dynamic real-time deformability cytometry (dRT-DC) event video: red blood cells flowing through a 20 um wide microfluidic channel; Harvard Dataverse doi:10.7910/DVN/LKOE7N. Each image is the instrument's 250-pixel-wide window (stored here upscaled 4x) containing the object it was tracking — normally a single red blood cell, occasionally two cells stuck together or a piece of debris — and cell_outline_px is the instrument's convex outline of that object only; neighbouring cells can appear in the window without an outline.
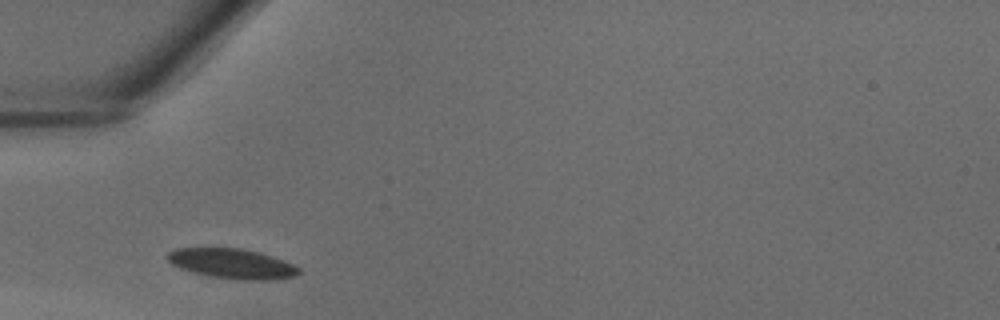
{"species": "common noctule bat (a hibernating species)", "species_latin": "Nyctalus noctula", "temperature_condition": "warm", "stored_images_in_passage": 22, "camera_frame_rate_fps": 3000, "um_per_image_px": 0.085, "animal": {"sex": "male", "body_mass_g": 18.8}, "frame": {"image": 1, "passage_image": 1, "time_ms": 0.0, "image_size_px": [1000, 320], "cell_outline_px": [[300, 272], [296, 276], [268, 280], [236, 280], [208, 276], [192, 272], [180, 268], [172, 264], [164, 256], [168, 252], [176, 248], [240, 248], [260, 252], [284, 260], [300, 268]], "centroid_in_image_um": [19.71, 22.41], "position_along_channel_um": 65.3, "area_um2": 23.12}}
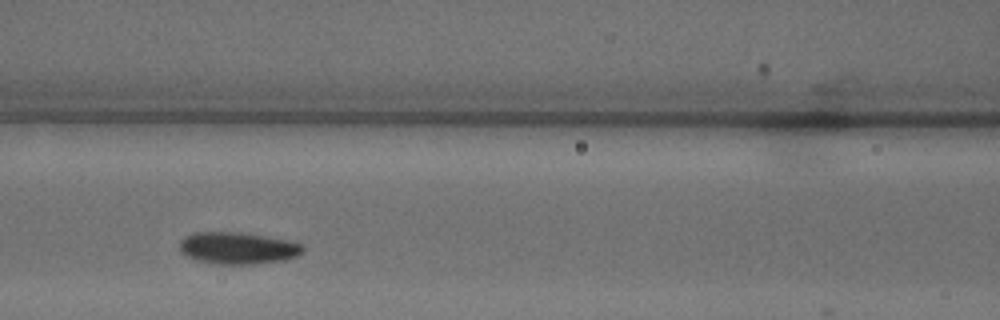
{"frame": {"image": 2, "passage_image": 6, "time_ms": 1.667, "image_size_px": [1000, 320], "cell_outline_px": [[304, 252], [296, 256], [284, 260], [252, 264], [220, 264], [196, 260], [180, 252], [180, 240], [184, 236], [192, 232], [240, 232], [292, 240], [304, 244]], "centroid_in_image_um": [20.24, 21.07], "position_along_channel_um": 146.4, "area_um2": 23.18}}
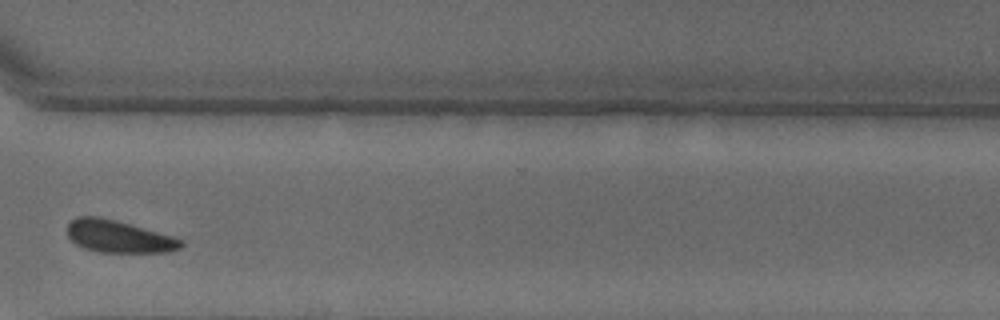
{"frame": {"image": 3, "passage_image": 19, "time_ms": 6.0, "image_size_px": [1000, 320], "cell_outline_px": [[184, 244], [180, 248], [168, 252], [100, 252], [84, 248], [76, 244], [68, 236], [68, 224], [76, 216], [100, 216], [116, 220], [172, 236], [184, 240]], "centroid_in_image_um": [10.08, 20.1], "position_along_channel_um": 360.5, "area_um2": 21.33}}